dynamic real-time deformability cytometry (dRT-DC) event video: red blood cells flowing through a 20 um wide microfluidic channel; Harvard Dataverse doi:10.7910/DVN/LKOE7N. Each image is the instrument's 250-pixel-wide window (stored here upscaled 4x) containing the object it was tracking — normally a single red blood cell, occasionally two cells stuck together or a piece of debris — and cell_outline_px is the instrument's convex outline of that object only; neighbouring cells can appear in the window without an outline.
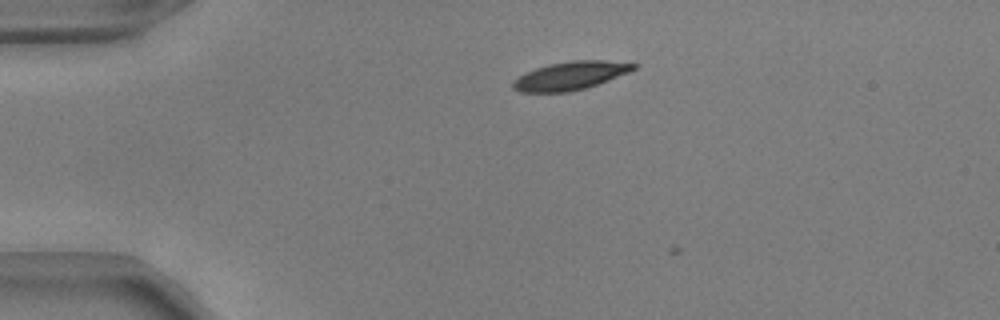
{"species": "common noctule bat (a hibernating species)", "species_latin": "Nyctalus noctula", "temperature_condition": "warm", "stored_images_in_passage": 3, "camera_frame_rate_fps": 3000, "um_per_image_px": 0.085, "animal": {"sex": "male", "body_mass_g": 17.9, "forearm_length_mm": 54.2}, "frame": {"image": 1, "passage_image": 1, "time_ms": 0.0, "image_size_px": [1000, 320], "cell_outline_px": [[636, 68], [628, 72], [608, 80], [584, 88], [568, 92], [520, 92], [512, 88], [512, 80], [536, 68], [548, 64], [572, 60], [604, 60], [636, 64]], "centroid_in_image_um": [48.44, 6.43], "position_along_channel_um": 36.6, "area_um2": 19.59}}